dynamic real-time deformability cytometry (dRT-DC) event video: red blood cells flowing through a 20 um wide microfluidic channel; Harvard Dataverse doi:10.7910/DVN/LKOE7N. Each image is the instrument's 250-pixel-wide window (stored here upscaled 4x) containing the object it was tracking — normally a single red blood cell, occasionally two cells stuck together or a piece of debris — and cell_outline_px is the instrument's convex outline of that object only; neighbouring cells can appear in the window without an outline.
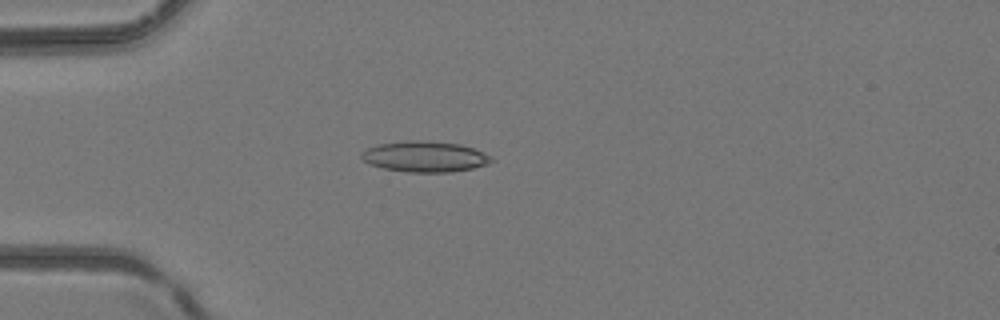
{"species": "common noctule bat (a hibernating species)", "species_latin": "Nyctalus noctula", "temperature_condition": "room temperature", "stored_images_in_passage": 5, "camera_frame_rate_fps": 3000, "um_per_image_px": 0.085, "animal": {"sex": "female", "body_mass_g": 24.6, "forearm_length_mm": 56.2}, "frame": {"image": 1, "passage_image": 4, "time_ms": 1.0, "image_size_px": [1000, 320], "cell_outline_px": [[492, 160], [488, 164], [472, 168], [452, 172], [408, 172], [384, 168], [372, 164], [364, 160], [360, 156], [360, 152], [376, 144], [412, 140], [428, 140], [460, 144], [472, 148], [492, 156]], "centroid_in_image_um": [36.11, 13.3], "position_along_channel_um": 48.9, "area_um2": 23.24}}